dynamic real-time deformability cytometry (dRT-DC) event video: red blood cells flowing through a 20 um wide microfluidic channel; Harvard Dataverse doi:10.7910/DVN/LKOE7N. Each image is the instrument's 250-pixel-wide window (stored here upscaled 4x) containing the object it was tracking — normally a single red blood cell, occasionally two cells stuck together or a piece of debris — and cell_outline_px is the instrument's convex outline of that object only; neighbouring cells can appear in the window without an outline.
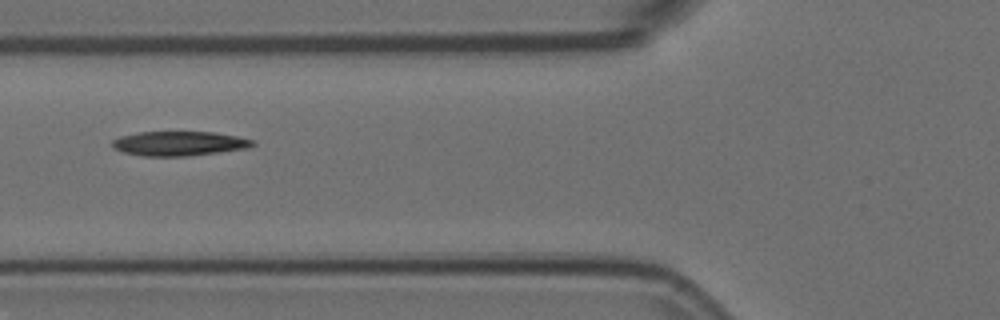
{"species": "Egyptian fruit bat (a non-hibernating species)", "species_latin": "Rousettus aegyptiacus", "temperature_condition": "room temperature", "stored_images_in_passage": 6, "segment_of_instrument_passage": [2, 2], "camera_frame_rate_fps": 3000, "um_per_image_px": 0.085, "animal": {"sex": "female"}, "frame": {"image": 1, "passage_image": 6, "time_ms": 1.667, "image_size_px": [1000, 320], "cell_outline_px": [[256, 144], [248, 148], [184, 156], [144, 156], [124, 152], [116, 148], [112, 144], [112, 140], [120, 136], [140, 132], [212, 132], [236, 136], [256, 140]], "centroid_in_image_um": [15.25, 12.19], "position_along_channel_um": 110.5, "area_um2": 19.77}}